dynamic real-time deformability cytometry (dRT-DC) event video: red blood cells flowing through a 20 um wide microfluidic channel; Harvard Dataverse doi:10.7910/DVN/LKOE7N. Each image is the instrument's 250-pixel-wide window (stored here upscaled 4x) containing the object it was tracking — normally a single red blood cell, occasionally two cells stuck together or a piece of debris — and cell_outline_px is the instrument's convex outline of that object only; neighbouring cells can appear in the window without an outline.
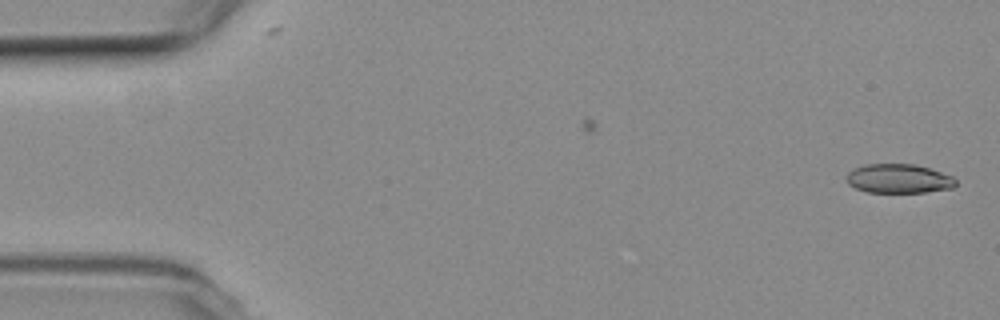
{"species": "common noctule bat (a hibernating species)", "species_latin": "Nyctalus noctula", "temperature_condition": "room temperature", "stored_images_in_passage": 53, "camera_frame_rate_fps": 3000, "um_per_image_px": 0.085, "animal": {"sex": "female", "body_mass_g": 19.3, "forearm_length_mm": 54.1}, "frame": {"image": 1, "passage_image": 1, "time_ms": 0.0, "image_size_px": [1000, 320], "cell_outline_px": [[956, 184], [952, 188], [924, 192], [868, 192], [856, 188], [848, 184], [848, 172], [864, 164], [916, 164], [952, 176], [956, 180]], "centroid_in_image_um": [76.4, 15.18], "position_along_channel_um": 8.6, "area_um2": 18.32}}
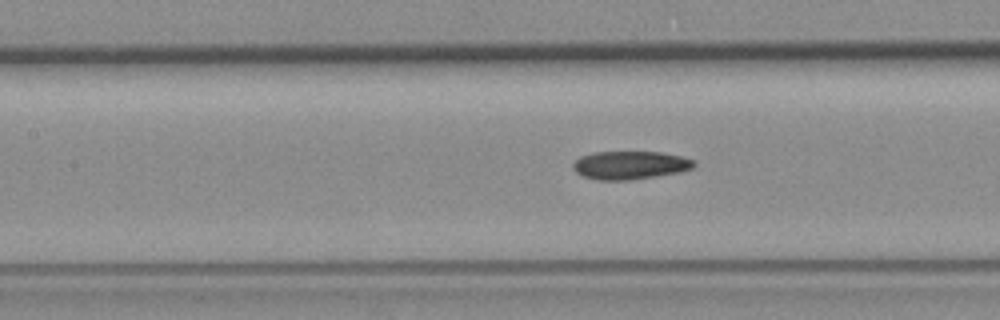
{"frame": {"image": 2, "passage_image": 23, "time_ms": 7.333, "image_size_px": [1000, 320], "cell_outline_px": [[696, 164], [692, 168], [680, 172], [632, 180], [600, 180], [584, 176], [576, 172], [572, 168], [572, 164], [580, 156], [592, 152], [660, 152], [680, 156], [692, 160]], "centroid_in_image_um": [53.53, 14.04], "position_along_channel_um": 153.9, "area_um2": 19.83}}
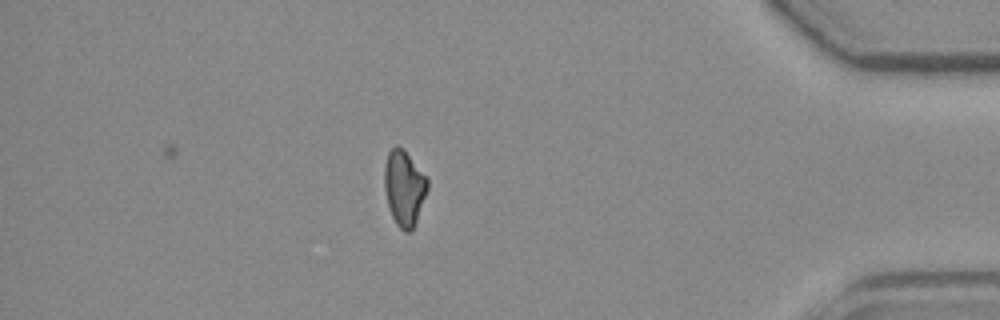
{"frame": {"image": 3, "passage_image": 46, "time_ms": 15.0, "image_size_px": [1000, 320], "cell_outline_px": [[428, 188], [416, 224], [412, 232], [404, 232], [396, 224], [392, 216], [388, 204], [384, 188], [384, 168], [388, 152], [396, 144], [404, 148], [428, 180]], "centroid_in_image_um": [34.35, 15.99], "position_along_channel_um": 400.8, "area_um2": 19.07}}